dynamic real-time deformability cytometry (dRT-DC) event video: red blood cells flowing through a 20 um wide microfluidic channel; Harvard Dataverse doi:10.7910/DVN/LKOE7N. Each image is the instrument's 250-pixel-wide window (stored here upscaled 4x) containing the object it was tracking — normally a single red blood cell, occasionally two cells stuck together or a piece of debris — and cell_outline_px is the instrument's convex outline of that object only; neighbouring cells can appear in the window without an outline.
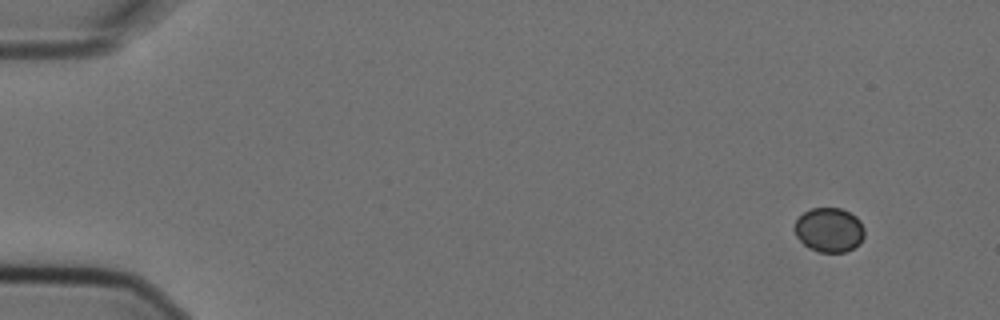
{"species": "Egyptian fruit bat (a non-hibernating species)", "species_latin": "Rousettus aegyptiacus", "temperature_condition": "cold", "stored_images_in_passage": 7, "camera_frame_rate_fps": 3000, "um_per_image_px": 0.085, "animal": {"sex": "female"}, "frame": {"image": 1, "passage_image": 1, "time_ms": 0.0, "image_size_px": [1000, 320], "cell_outline_px": [[864, 236], [860, 244], [844, 252], [820, 252], [808, 248], [796, 236], [796, 220], [804, 212], [812, 208], [840, 208], [856, 216], [860, 220], [864, 228]], "centroid_in_image_um": [70.5, 19.54], "position_along_channel_um": 14.5, "area_um2": 17.98}}
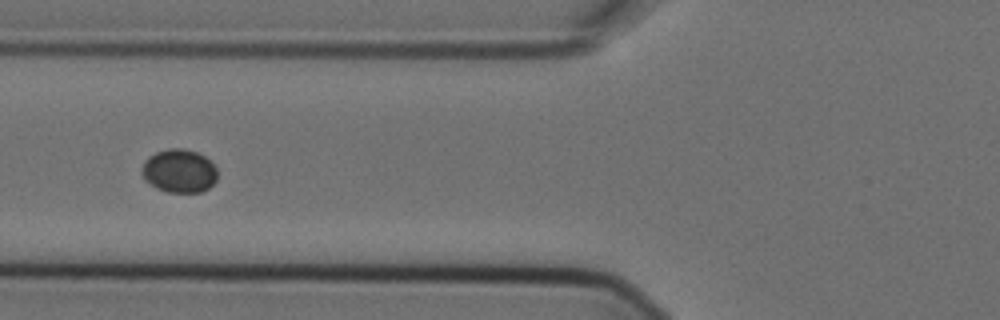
{"frame": {"image": 2, "passage_image": 6, "time_ms": 1.667, "image_size_px": [1000, 320], "cell_outline_px": [[216, 180], [208, 188], [200, 192], [168, 192], [156, 188], [144, 180], [140, 172], [140, 168], [144, 160], [148, 156], [156, 152], [168, 148], [184, 148], [196, 152], [204, 156], [216, 168]], "centroid_in_image_um": [15.17, 14.52], "position_along_channel_um": 110.6, "area_um2": 19.25}}
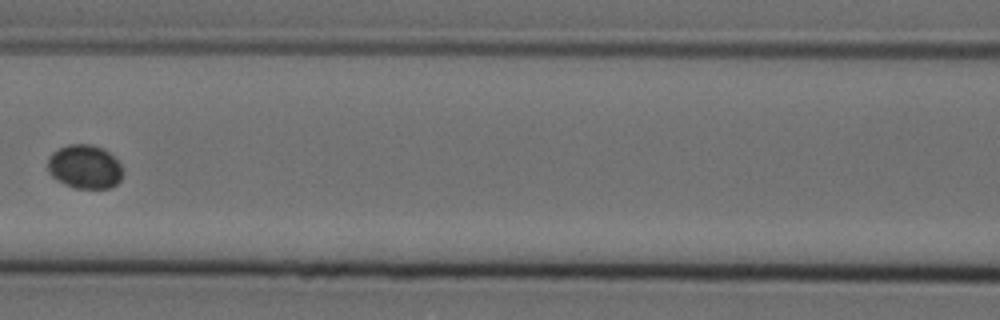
{"frame": {"image": 3, "passage_image": 7, "time_ms": 2.0, "image_size_px": [1000, 320], "cell_outline_px": [[120, 180], [116, 184], [108, 188], [72, 188], [56, 180], [48, 172], [48, 160], [52, 152], [68, 144], [92, 144], [104, 148], [120, 164]], "centroid_in_image_um": [7.16, 14.17], "position_along_channel_um": 159.4, "area_um2": 19.07}}